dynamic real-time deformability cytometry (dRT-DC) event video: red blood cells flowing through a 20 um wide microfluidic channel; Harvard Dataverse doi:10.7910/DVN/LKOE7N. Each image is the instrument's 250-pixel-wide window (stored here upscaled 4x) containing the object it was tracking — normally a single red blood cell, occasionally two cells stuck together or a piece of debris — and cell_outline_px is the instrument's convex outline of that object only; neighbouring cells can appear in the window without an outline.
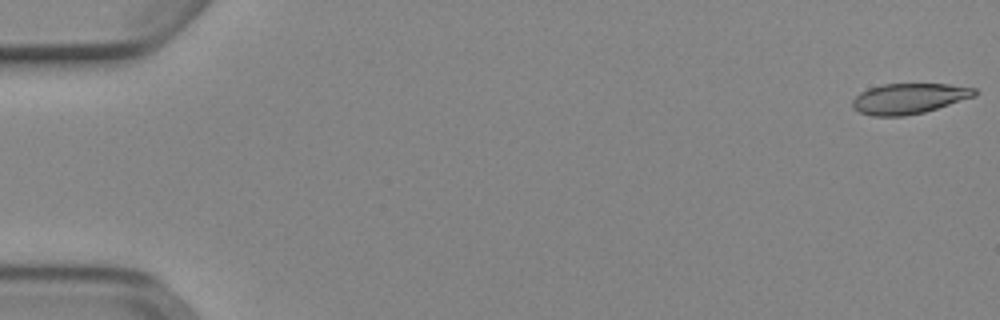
{"species": "Egyptian fruit bat (a non-hibernating species)", "species_latin": "Rousettus aegyptiacus", "temperature_condition": "cold", "stored_images_in_passage": 52, "camera_frame_rate_fps": 3000, "um_per_image_px": 0.085, "animal": {"sex": "female"}, "frame": {"image": 1, "passage_image": 1, "time_ms": 0.0, "image_size_px": [1000, 320], "cell_outline_px": [[980, 92], [976, 96], [924, 112], [904, 116], [872, 116], [860, 112], [852, 108], [852, 100], [860, 92], [868, 88], [880, 84], [948, 84], [976, 88]], "centroid_in_image_um": [77.27, 8.37], "position_along_channel_um": 7.7, "area_um2": 21.85}}
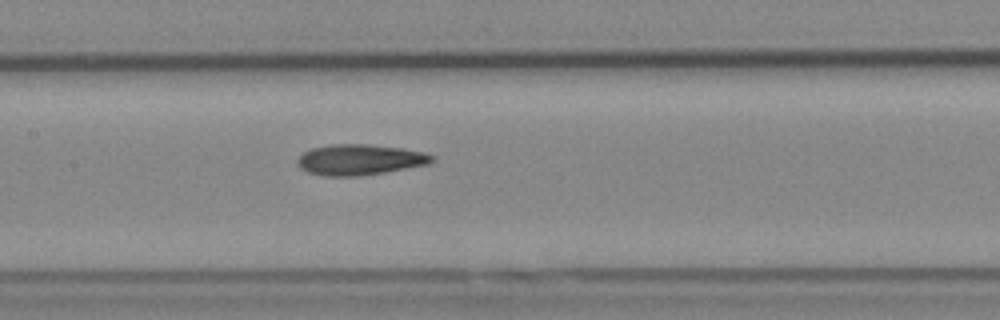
{"frame": {"image": 2, "passage_image": 26, "time_ms": 8.333, "image_size_px": [1000, 320], "cell_outline_px": [[432, 160], [428, 164], [384, 172], [356, 176], [324, 176], [308, 172], [300, 168], [296, 164], [296, 160], [304, 152], [312, 148], [328, 144], [368, 144], [400, 148], [424, 152], [432, 156]], "centroid_in_image_um": [30.51, 13.57], "position_along_channel_um": 176.9, "area_um2": 23.87}}
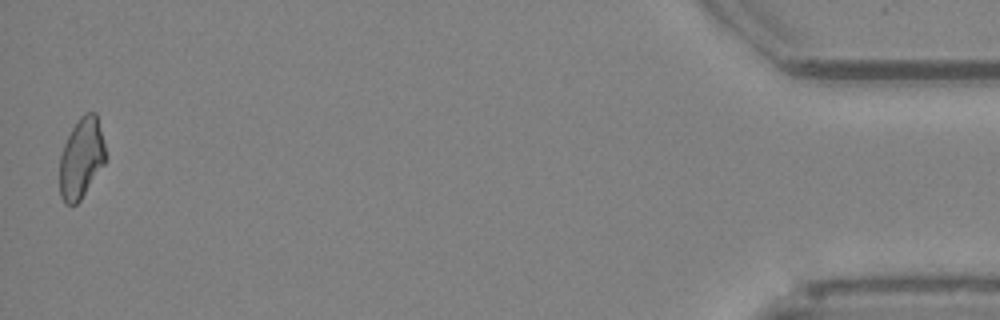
{"frame": {"image": 3, "passage_image": 52, "time_ms": 17.0, "image_size_px": [1000, 320], "cell_outline_px": [[108, 156], [104, 164], [80, 200], [76, 204], [64, 204], [60, 196], [60, 156], [64, 144], [72, 128], [80, 116], [84, 112], [96, 112], [104, 140]], "centroid_in_image_um": [6.93, 13.42], "position_along_channel_um": 428.3, "area_um2": 21.68}, "authors_computed_cell_mechanics": {"area_um2": 22.9755, "velocity_mm_per_s": 3.9093, "shape_relaxation_time_tau1_ms": null, "shape_relaxation_time_tau2_ms": 4.5252, "deformation_change_tau1": null, "deformation_change_tau2": 0.1327}}